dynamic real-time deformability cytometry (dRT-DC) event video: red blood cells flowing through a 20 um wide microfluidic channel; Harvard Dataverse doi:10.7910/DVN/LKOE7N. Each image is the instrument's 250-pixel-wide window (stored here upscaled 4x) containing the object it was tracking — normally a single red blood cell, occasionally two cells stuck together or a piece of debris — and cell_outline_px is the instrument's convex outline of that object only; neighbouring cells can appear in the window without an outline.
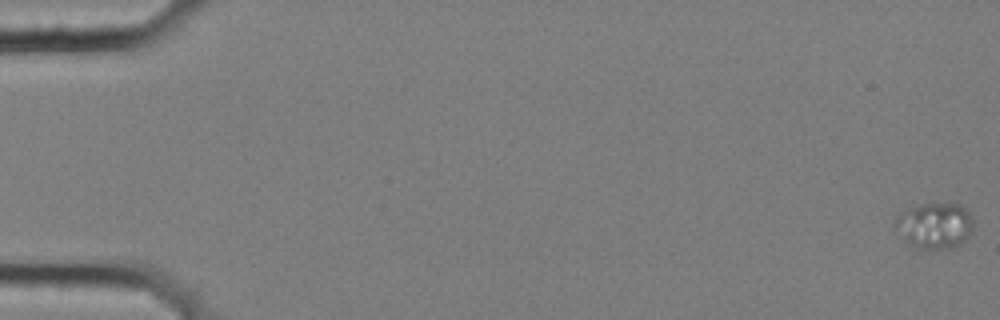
{"species": "common noctule bat (a hibernating species)", "species_latin": "Nyctalus noctula", "temperature_condition": "cold", "stored_images_in_passage": 10, "camera_frame_rate_fps": 3000, "um_per_image_px": 0.085, "animal": {"sex": "female", "body_mass_g": 25.1}, "frame": {"image": 1, "passage_image": 1, "time_ms": 0.0, "image_size_px": [1000, 320], "cell_outline_px": [[972, 228], [968, 236], [960, 244], [952, 248], [920, 248], [904, 240], [892, 228], [892, 220], [896, 216], [920, 204], [960, 204], [972, 216]], "centroid_in_image_um": [79.4, 19.17], "position_along_channel_um": 5.6, "area_um2": 20.75}}
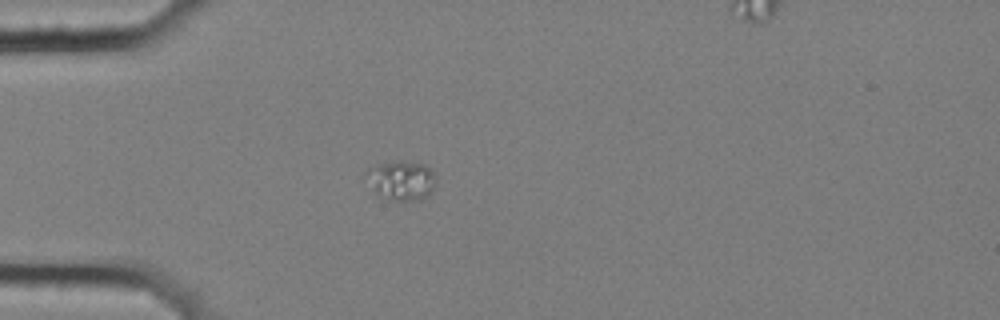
{"frame": {"image": 2, "passage_image": 5, "time_ms": 1.333, "image_size_px": [1000, 320], "cell_outline_px": [[436, 184], [432, 192], [428, 196], [420, 200], [388, 200], [376, 192], [372, 188], [364, 176], [364, 172], [368, 168], [376, 164], [400, 160], [424, 164], [432, 172], [436, 180]], "centroid_in_image_um": [34.1, 15.32], "position_along_channel_um": 50.9, "area_um2": 16.24}}